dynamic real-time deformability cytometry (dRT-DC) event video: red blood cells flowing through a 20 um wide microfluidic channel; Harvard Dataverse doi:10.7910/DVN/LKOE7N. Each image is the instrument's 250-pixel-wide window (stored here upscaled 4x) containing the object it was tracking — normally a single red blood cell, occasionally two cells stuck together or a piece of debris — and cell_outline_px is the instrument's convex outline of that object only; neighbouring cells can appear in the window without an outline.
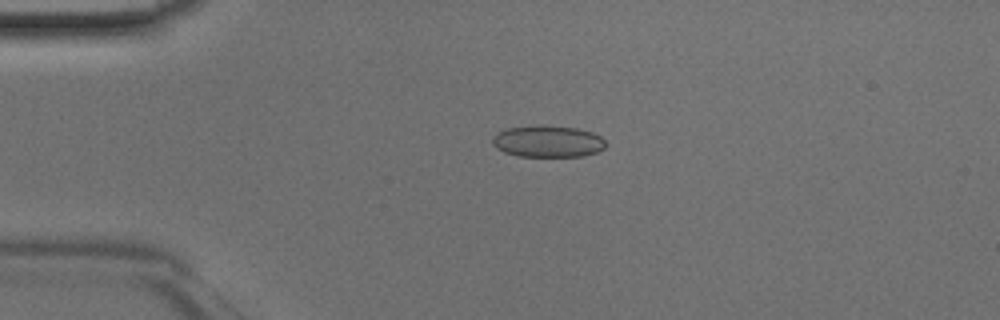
{"species": "Egyptian fruit bat (a non-hibernating species)", "species_latin": "Rousettus aegyptiacus", "temperature_condition": "room temperature", "stored_images_in_passage": 37, "camera_frame_rate_fps": 3000, "um_per_image_px": 0.085, "animal": {"sex": "male"}, "frame": {"image": 1, "passage_image": 2, "time_ms": 0.333, "image_size_px": [1000, 320], "cell_outline_px": [[604, 148], [596, 152], [584, 156], [516, 156], [504, 152], [496, 148], [492, 144], [492, 136], [496, 132], [504, 128], [536, 124], [540, 124], [576, 128], [592, 132], [600, 136], [604, 140]], "centroid_in_image_um": [46.49, 11.99], "position_along_channel_um": 38.5, "area_um2": 21.27}}
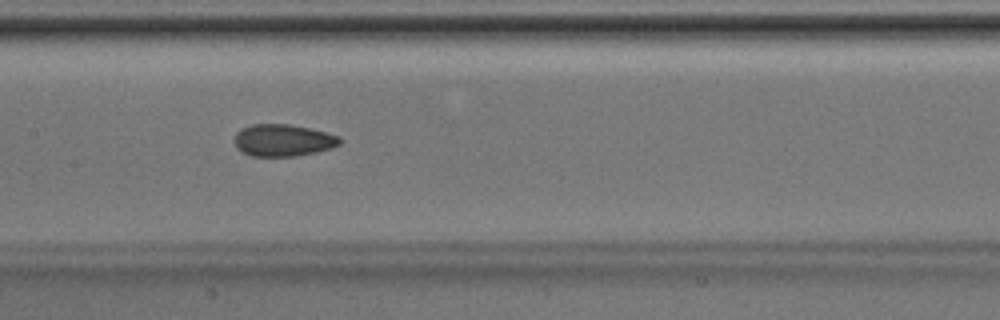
{"frame": {"image": 2, "passage_image": 14, "time_ms": 4.333, "image_size_px": [1000, 320], "cell_outline_px": [[340, 144], [332, 148], [316, 152], [296, 156], [252, 156], [236, 148], [236, 132], [240, 128], [252, 124], [288, 124], [308, 128], [340, 136]], "centroid_in_image_um": [24.06, 11.92], "position_along_channel_um": 183.3, "area_um2": 19.54}}
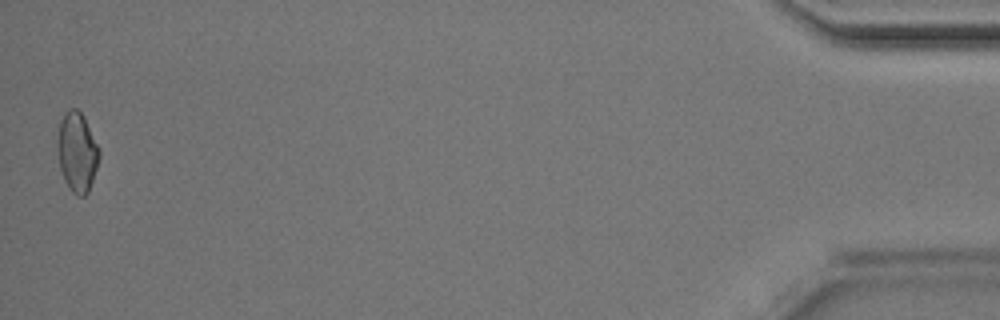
{"frame": {"image": 3, "passage_image": 37, "time_ms": 12.0, "image_size_px": [1000, 320], "cell_outline_px": [[100, 156], [88, 192], [84, 196], [76, 196], [68, 188], [64, 180], [60, 168], [56, 140], [60, 120], [64, 112], [68, 108], [76, 108], [84, 116], [100, 148]], "centroid_in_image_um": [6.54, 12.9], "position_along_channel_um": 428.7, "area_um2": 19.65}}